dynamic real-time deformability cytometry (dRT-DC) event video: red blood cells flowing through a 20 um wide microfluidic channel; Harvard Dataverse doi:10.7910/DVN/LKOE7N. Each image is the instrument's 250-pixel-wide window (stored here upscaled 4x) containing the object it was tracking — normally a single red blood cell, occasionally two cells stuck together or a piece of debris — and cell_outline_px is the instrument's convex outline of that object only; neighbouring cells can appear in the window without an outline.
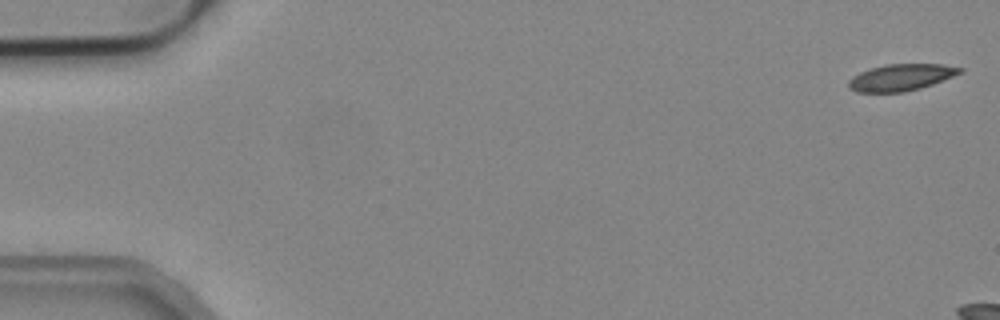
{"species": "common noctule bat (a hibernating species)", "species_latin": "Nyctalus noctula", "temperature_condition": "cold", "stored_images_in_passage": 8, "camera_frame_rate_fps": 3000, "um_per_image_px": 0.085, "animal": {"sex": "male", "body_mass_g": 19.2, "forearm_length_mm": 51.8}, "frame": {"image": 1, "passage_image": 1, "time_ms": 0.0, "image_size_px": [1000, 320], "cell_outline_px": [[964, 72], [944, 80], [920, 88], [904, 92], [856, 92], [848, 88], [848, 80], [852, 76], [860, 72], [884, 64], [944, 64], [964, 68]], "centroid_in_image_um": [76.6, 6.57], "position_along_channel_um": 8.4, "area_um2": 17.46}}